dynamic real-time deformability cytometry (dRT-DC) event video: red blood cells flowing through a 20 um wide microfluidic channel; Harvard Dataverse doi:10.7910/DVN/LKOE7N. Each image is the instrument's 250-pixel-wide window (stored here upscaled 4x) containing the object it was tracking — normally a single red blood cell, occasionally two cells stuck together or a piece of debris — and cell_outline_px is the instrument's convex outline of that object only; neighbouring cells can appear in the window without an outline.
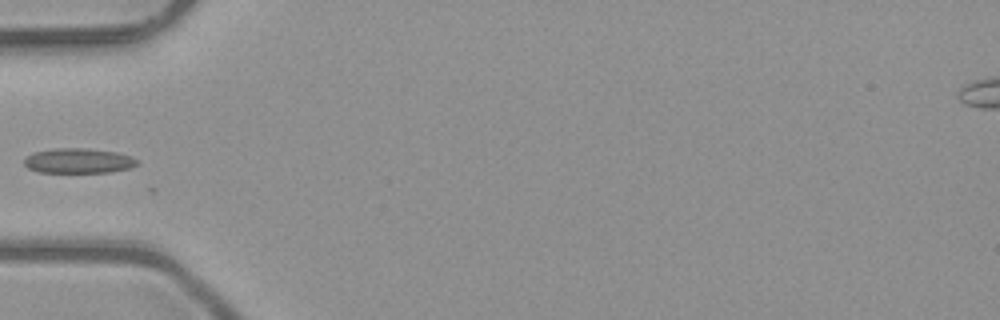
{"species": "common noctule bat (a hibernating species)", "species_latin": "Nyctalus noctula", "temperature_condition": "room temperature", "stored_images_in_passage": 5, "camera_frame_rate_fps": 3000, "um_per_image_px": 0.085, "animal": {"sex": "male", "body_mass_g": 23.1, "forearm_length_mm": 52.7}, "frame": {"image": 1, "passage_image": 4, "time_ms": 1.0, "image_size_px": [1000, 320], "cell_outline_px": [[140, 160], [136, 164], [128, 168], [108, 172], [36, 172], [28, 168], [24, 164], [24, 160], [32, 152], [56, 148], [84, 148], [116, 152], [132, 156]], "centroid_in_image_um": [6.65, 13.66], "position_along_channel_um": 78.3, "area_um2": 16.36}}